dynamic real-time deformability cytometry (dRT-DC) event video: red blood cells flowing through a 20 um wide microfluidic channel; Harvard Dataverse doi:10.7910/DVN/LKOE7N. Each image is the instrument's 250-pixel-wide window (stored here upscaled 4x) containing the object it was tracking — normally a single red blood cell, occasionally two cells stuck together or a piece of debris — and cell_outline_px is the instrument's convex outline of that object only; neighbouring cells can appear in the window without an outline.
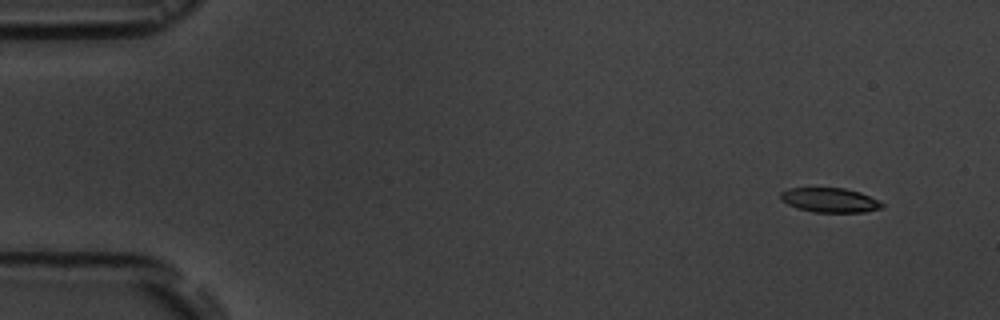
{"species": "common noctule bat (a hibernating species)", "species_latin": "Nyctalus noctula", "temperature_condition": "room temperature", "stored_images_in_passage": 10, "camera_frame_rate_fps": 3000, "um_per_image_px": 0.085, "animal": {"sex": "male", "body_mass_g": 19.5, "forearm_length_mm": 54.6}, "frame": {"image": 1, "passage_image": 2, "time_ms": 1.0, "image_size_px": [1000, 320], "cell_outline_px": [[884, 208], [864, 212], [812, 212], [796, 208], [780, 200], [780, 192], [788, 188], [844, 188], [860, 192], [884, 204]], "centroid_in_image_um": [70.5, 17.01], "position_along_channel_um": 14.5, "area_um2": 14.51}}
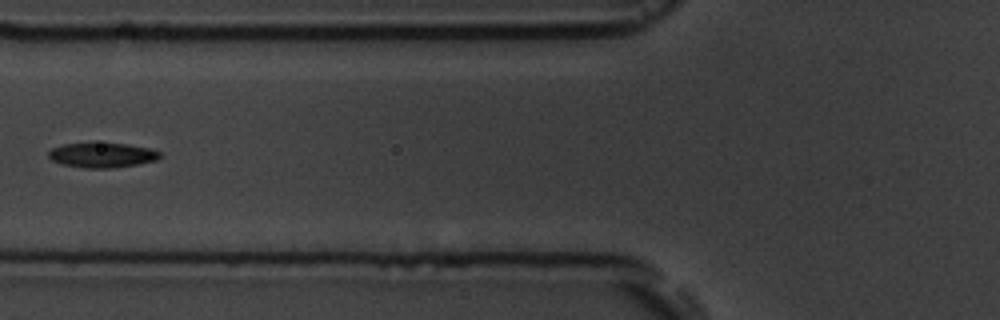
{"frame": {"image": 2, "passage_image": 7, "time_ms": 7.0, "image_size_px": [1000, 320], "cell_outline_px": [[160, 156], [156, 160], [136, 164], [112, 168], [84, 168], [64, 164], [52, 160], [48, 156], [48, 152], [52, 148], [64, 144], [128, 144], [148, 148], [160, 152]], "centroid_in_image_um": [8.67, 13.19], "position_along_channel_um": 117.1, "area_um2": 15.66}}
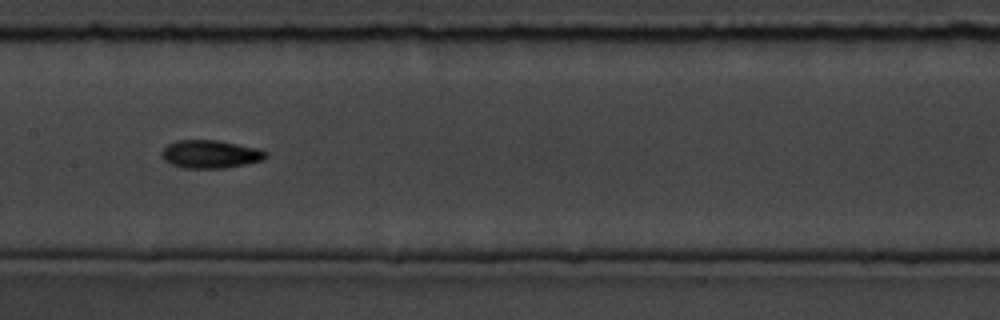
{"frame": {"image": 3, "passage_image": 9, "time_ms": 9.0, "image_size_px": [1000, 320], "cell_outline_px": [[268, 156], [264, 160], [248, 164], [224, 168], [184, 168], [172, 164], [164, 160], [160, 156], [160, 152], [168, 144], [176, 140], [216, 140], [260, 148], [268, 152]], "centroid_in_image_um": [17.91, 13.1], "position_along_channel_um": 189.5, "area_um2": 17.28}}